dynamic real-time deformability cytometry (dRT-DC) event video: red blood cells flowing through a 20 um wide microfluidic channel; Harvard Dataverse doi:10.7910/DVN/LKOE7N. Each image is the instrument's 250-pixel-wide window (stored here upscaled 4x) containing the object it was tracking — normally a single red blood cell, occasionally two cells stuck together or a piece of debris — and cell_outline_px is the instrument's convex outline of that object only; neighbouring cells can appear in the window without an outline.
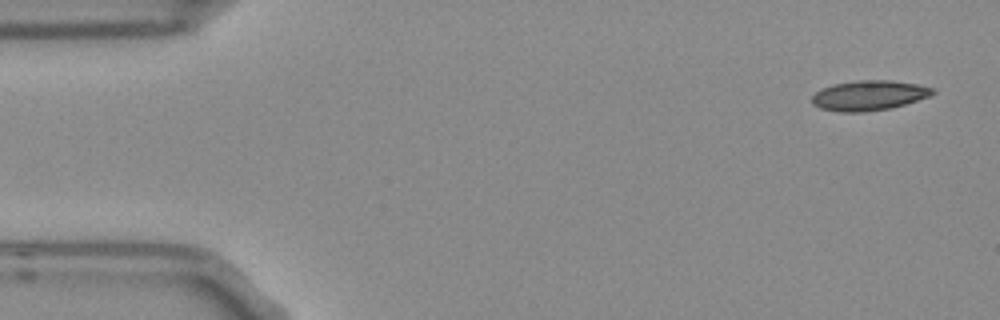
{"species": "Egyptian fruit bat (a non-hibernating species)", "species_latin": "Rousettus aegyptiacus", "temperature_condition": "room temperature", "stored_images_in_passage": 4, "camera_frame_rate_fps": 3000, "um_per_image_px": 0.085, "frame": {"image": 1, "passage_image": 1, "time_ms": 0.0, "image_size_px": [1000, 320], "cell_outline_px": [[936, 92], [928, 96], [892, 108], [864, 112], [840, 112], [820, 108], [812, 104], [812, 96], [816, 92], [832, 84], [860, 80], [888, 80], [916, 84], [932, 88]], "centroid_in_image_um": [73.83, 8.12], "position_along_channel_um": 11.2, "area_um2": 20.87}}